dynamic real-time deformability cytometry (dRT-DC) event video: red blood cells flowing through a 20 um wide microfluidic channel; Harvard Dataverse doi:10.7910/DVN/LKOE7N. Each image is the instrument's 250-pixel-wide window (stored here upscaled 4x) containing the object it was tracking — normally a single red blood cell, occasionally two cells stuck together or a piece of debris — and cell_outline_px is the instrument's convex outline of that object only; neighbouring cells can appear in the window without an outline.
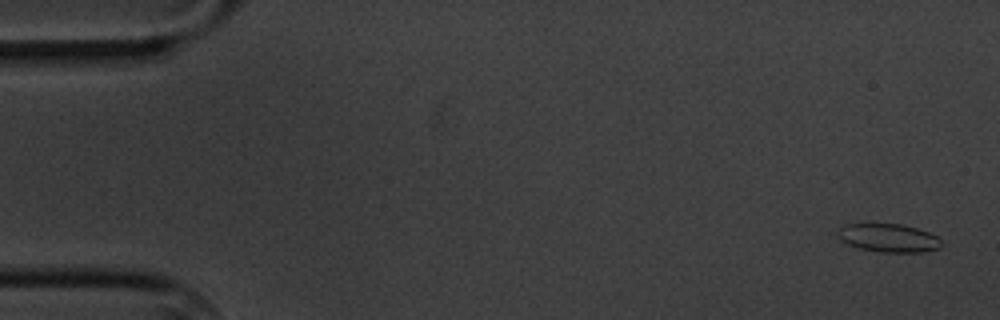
{"species": "common noctule bat (a hibernating species)", "species_latin": "Nyctalus noctula", "temperature_condition": "cold", "stored_images_in_passage": 8, "camera_frame_rate_fps": 3000, "um_per_image_px": 0.085, "animal": {"sex": "male", "body_mass_g": 20.1, "forearm_length_mm": 53.5}, "frame": {"image": 1, "passage_image": 1, "time_ms": 0.0, "image_size_px": [1000, 320], "cell_outline_px": [[940, 248], [920, 252], [880, 252], [860, 248], [848, 244], [840, 240], [840, 228], [844, 224], [904, 224], [928, 232], [936, 236], [940, 240]], "centroid_in_image_um": [75.54, 20.22], "position_along_channel_um": 9.5, "area_um2": 16.82}}
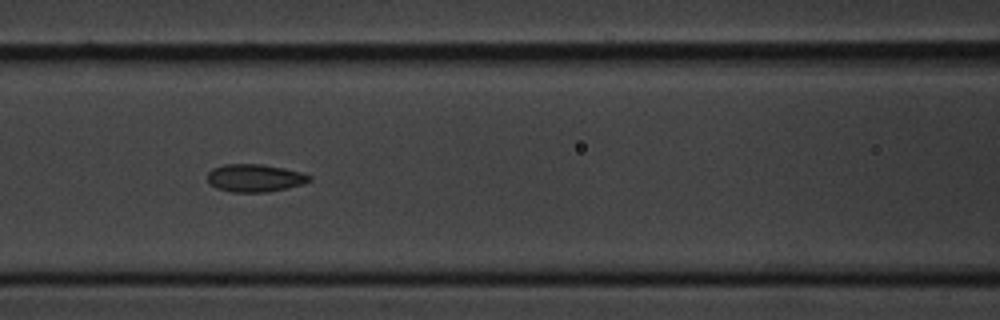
{"frame": {"image": 2, "passage_image": 7, "time_ms": 7.667, "image_size_px": [1000, 320], "cell_outline_px": [[312, 180], [304, 184], [288, 188], [268, 192], [232, 192], [216, 188], [208, 180], [208, 172], [212, 168], [224, 164], [260, 164], [284, 168], [300, 172], [312, 176]], "centroid_in_image_um": [21.69, 15.13], "position_along_channel_um": 144.9, "area_um2": 16.53}}
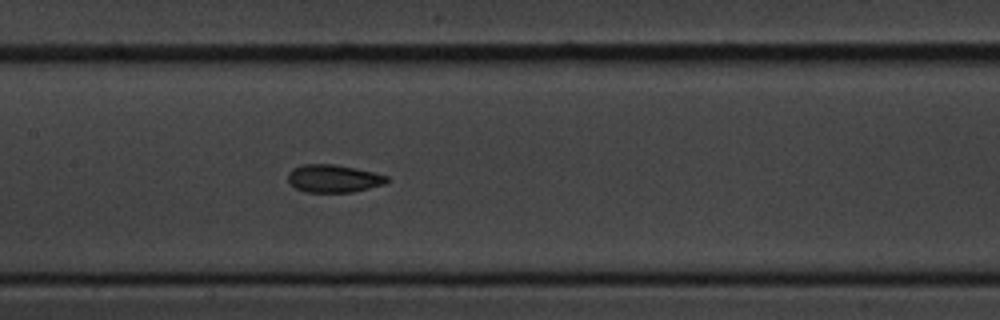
{"frame": {"image": 3, "passage_image": 8, "time_ms": 8.667, "image_size_px": [1000, 320], "cell_outline_px": [[388, 180], [384, 184], [352, 192], [304, 192], [296, 188], [288, 180], [288, 172], [292, 168], [304, 164], [336, 164], [356, 168], [388, 176]], "centroid_in_image_um": [28.33, 15.17], "position_along_channel_um": 179.1, "area_um2": 15.95}}